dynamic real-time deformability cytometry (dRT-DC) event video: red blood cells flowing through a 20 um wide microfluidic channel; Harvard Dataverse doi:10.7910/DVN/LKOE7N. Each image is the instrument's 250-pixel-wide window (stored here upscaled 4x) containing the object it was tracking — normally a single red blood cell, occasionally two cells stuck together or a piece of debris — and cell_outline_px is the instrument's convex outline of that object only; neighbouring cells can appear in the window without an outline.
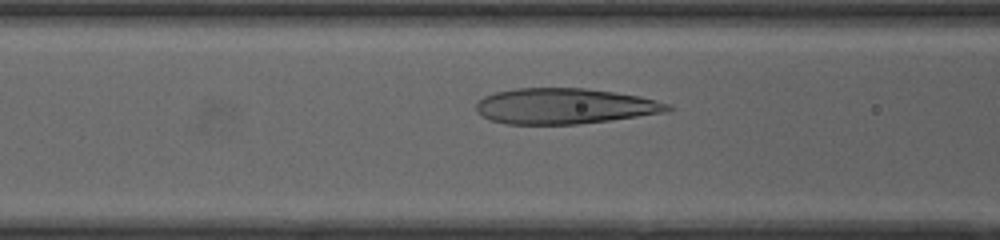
{"species": "human", "species_latin": "Homo sapiens", "temperature_condition": "cold", "stored_images_in_passage": 27, "camera_frame_rate_fps": 3000, "um_per_image_px": 0.085, "donor": {"sex": "female"}, "frame": {"image": 1, "passage_image": 13, "time_ms": 4.0, "image_size_px": [1000, 240], "cell_outline_px": [[648, 112], [628, 116], [600, 120], [564, 124], [520, 124], [500, 120], [492, 96], [504, 92], [536, 88], [568, 88], [604, 92], [632, 96], [648, 100]], "centroid_in_image_um": [48.01, 9.01], "position_along_channel_um": 118.6, "area_um2": 32.31}}
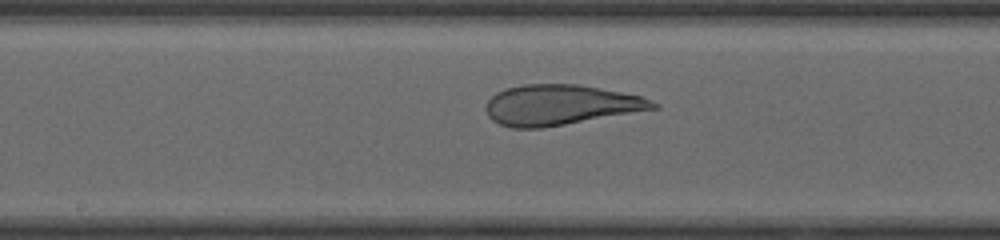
{"frame": {"image": 2, "passage_image": 19, "time_ms": 6.0, "image_size_px": [1000, 240], "cell_outline_px": [[644, 108], [556, 124], [504, 124], [496, 120], [492, 116], [504, 92], [512, 88], [548, 84], [552, 84], [588, 88], [636, 96], [644, 100]], "centroid_in_image_um": [47.63, 8.88], "position_along_channel_um": 200.6, "area_um2": 31.85}}
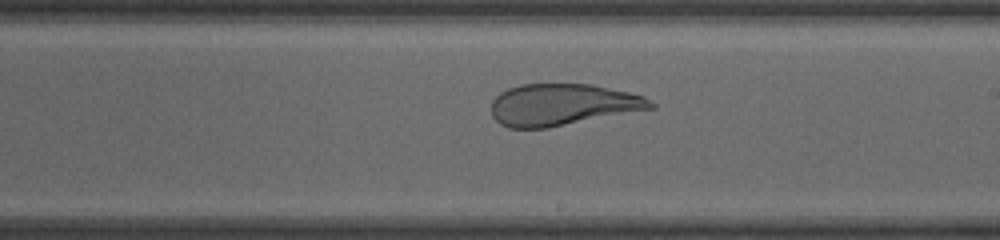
{"frame": {"image": 3, "passage_image": 22, "time_ms": 7.0, "image_size_px": [1000, 240], "cell_outline_px": [[640, 96], [624, 108], [556, 124], [536, 128], [516, 128], [504, 124], [500, 120], [496, 100], [504, 92], [516, 88], [532, 84], [576, 84]], "centroid_in_image_um": [47.32, 8.85], "position_along_channel_um": 241.7, "area_um2": 31.5}}